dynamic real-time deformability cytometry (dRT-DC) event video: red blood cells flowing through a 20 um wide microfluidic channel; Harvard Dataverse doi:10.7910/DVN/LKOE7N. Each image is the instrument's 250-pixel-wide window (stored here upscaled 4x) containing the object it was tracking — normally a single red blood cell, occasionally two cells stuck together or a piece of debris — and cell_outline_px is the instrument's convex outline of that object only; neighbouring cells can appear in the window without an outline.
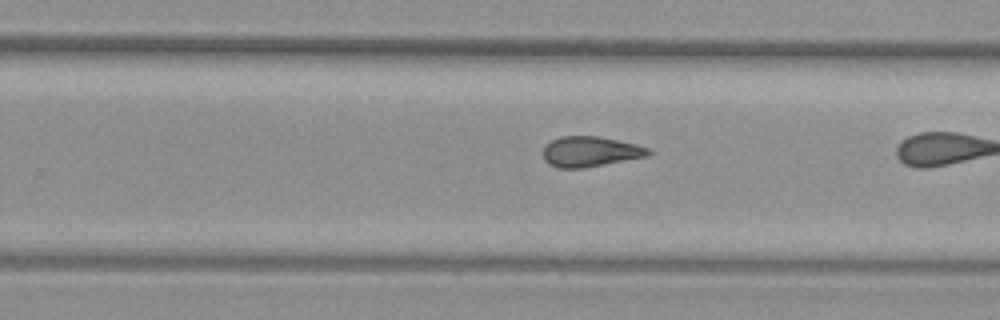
{"species": "common noctule bat (a hibernating species)", "species_latin": "Nyctalus noctula", "temperature_condition": "warm", "stored_images_in_passage": 37, "camera_frame_rate_fps": 3000, "um_per_image_px": 0.085, "animal": {"sex": "female", "body_mass_g": 29.2, "forearm_length_mm": 56.3}, "frame": {"image": 1, "passage_image": 32, "time_ms": 10.333, "image_size_px": [1000, 320], "cell_outline_px": [[652, 152], [648, 156], [584, 168], [560, 168], [548, 164], [544, 160], [544, 144], [560, 136], [600, 136], [636, 144], [648, 148]], "centroid_in_image_um": [50.16, 12.88], "position_along_channel_um": 279.6, "area_um2": 18.67}}